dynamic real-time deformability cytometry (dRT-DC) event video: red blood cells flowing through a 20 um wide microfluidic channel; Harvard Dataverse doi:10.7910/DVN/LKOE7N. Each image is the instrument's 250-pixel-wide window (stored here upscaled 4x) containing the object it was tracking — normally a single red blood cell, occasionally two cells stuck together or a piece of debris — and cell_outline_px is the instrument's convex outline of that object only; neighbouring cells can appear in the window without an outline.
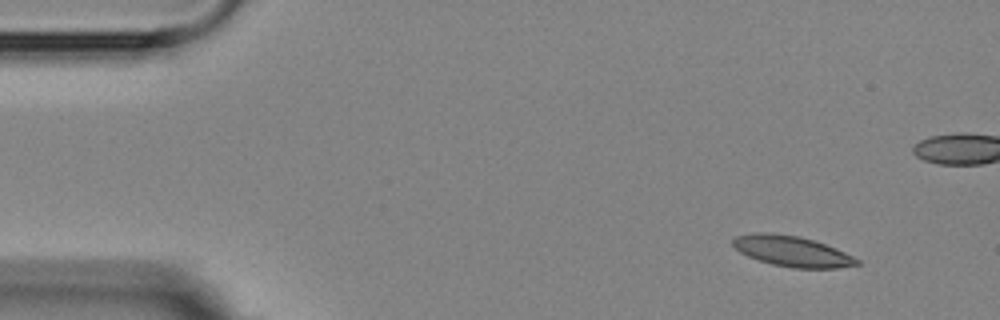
{"species": "Egyptian fruit bat (a non-hibernating species)", "species_latin": "Rousettus aegyptiacus", "temperature_condition": "room temperature", "stored_images_in_passage": 4, "camera_frame_rate_fps": 3000, "um_per_image_px": 0.085, "animal": {"sex": "female"}, "frame": {"image": 1, "passage_image": 1, "time_ms": 0.0, "image_size_px": [1000, 320], "cell_outline_px": [[860, 264], [836, 268], [792, 268], [772, 264], [748, 256], [740, 252], [732, 244], [732, 240], [736, 236], [756, 232], [768, 232], [800, 236], [836, 248], [860, 260]], "centroid_in_image_um": [67.31, 21.35], "position_along_channel_um": 17.7, "area_um2": 21.96}}